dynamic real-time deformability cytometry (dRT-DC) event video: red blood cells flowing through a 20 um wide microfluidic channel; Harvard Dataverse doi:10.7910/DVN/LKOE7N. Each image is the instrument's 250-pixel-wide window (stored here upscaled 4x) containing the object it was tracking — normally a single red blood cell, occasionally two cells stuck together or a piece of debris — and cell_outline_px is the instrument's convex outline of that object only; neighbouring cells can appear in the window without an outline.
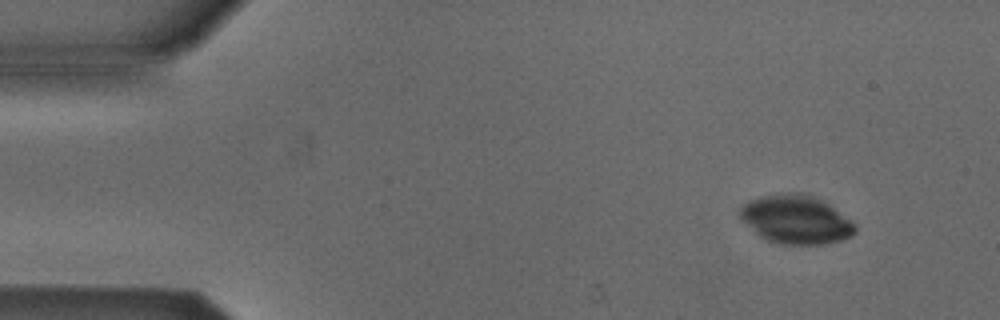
{"species": "Egyptian fruit bat (a non-hibernating species)", "species_latin": "Rousettus aegyptiacus", "temperature_condition": "cold", "stored_images_in_passage": 3, "camera_frame_rate_fps": 3000, "um_per_image_px": 0.085, "animal": {"sex": "male"}, "frame": {"image": 1, "passage_image": 1, "time_ms": 0.0, "image_size_px": [1000, 320], "cell_outline_px": [[856, 232], [852, 236], [840, 240], [824, 244], [776, 244], [760, 236], [740, 216], [740, 208], [748, 200], [760, 196], [784, 192], [800, 192], [824, 200], [852, 220], [856, 224]], "centroid_in_image_um": [67.7, 18.64], "position_along_channel_um": 17.3, "area_um2": 32.71}}
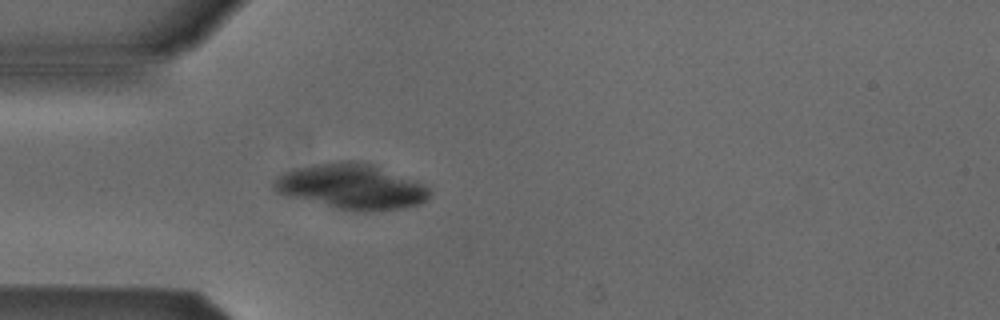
{"frame": {"image": 2, "passage_image": 3, "time_ms": 3.333, "image_size_px": [1000, 320], "cell_outline_px": [[432, 192], [420, 204], [404, 208], [376, 212], [360, 212], [336, 208], [288, 196], [276, 192], [272, 188], [272, 180], [276, 176], [284, 172], [296, 168], [316, 164], [340, 160], [352, 160], [372, 164], [428, 184]], "centroid_in_image_um": [29.91, 15.86], "position_along_channel_um": 55.1, "area_um2": 41.62}}